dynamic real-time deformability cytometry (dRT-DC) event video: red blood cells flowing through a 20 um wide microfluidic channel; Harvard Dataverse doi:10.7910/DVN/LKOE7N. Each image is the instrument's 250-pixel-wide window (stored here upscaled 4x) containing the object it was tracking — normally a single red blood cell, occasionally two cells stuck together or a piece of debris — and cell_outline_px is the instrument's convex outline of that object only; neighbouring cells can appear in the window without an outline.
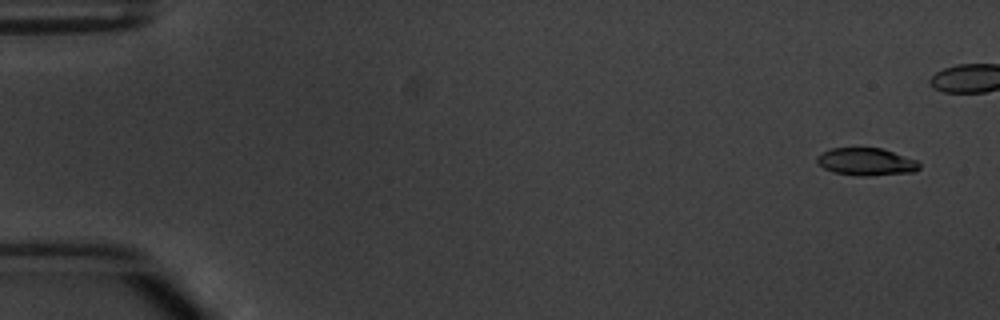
{"species": "common noctule bat (a hibernating species)", "species_latin": "Nyctalus noctula", "temperature_condition": "warm", "stored_images_in_passage": 9, "camera_frame_rate_fps": 3000, "um_per_image_px": 0.085, "animal": {"sex": "male", "body_mass_g": 20.1, "forearm_length_mm": 53.5}, "frame": {"image": 1, "passage_image": 1, "time_ms": 0.0, "image_size_px": [1000, 320], "cell_outline_px": [[920, 168], [916, 172], [868, 176], [856, 176], [832, 172], [824, 168], [816, 160], [816, 156], [832, 148], [880, 148], [916, 160], [920, 164]], "centroid_in_image_um": [73.63, 13.77], "position_along_channel_um": 11.4, "area_um2": 16.36}}
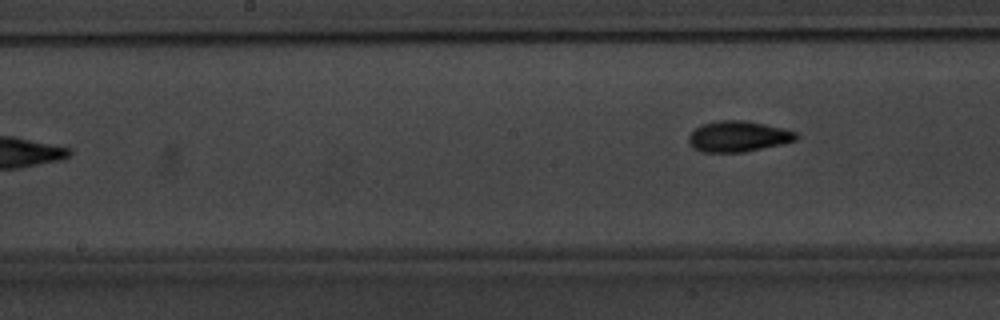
{"frame": {"image": 2, "passage_image": 9, "time_ms": 9.667, "image_size_px": [1000, 320], "cell_outline_px": [[796, 140], [780, 144], [744, 152], [700, 152], [692, 148], [688, 144], [688, 136], [696, 128], [704, 124], [716, 120], [744, 120], [784, 128], [796, 132]], "centroid_in_image_um": [62.69, 11.6], "position_along_channel_um": 185.5, "area_um2": 19.25}}